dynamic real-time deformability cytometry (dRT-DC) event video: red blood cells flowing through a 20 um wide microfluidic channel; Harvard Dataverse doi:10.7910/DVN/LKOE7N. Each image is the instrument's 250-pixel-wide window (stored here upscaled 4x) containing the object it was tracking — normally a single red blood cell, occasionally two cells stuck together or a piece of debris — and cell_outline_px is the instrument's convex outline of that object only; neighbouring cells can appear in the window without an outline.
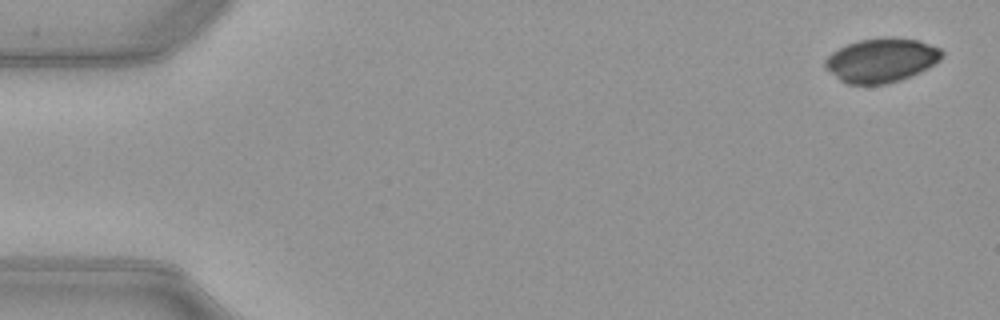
{"species": "common noctule bat (a hibernating species)", "species_latin": "Nyctalus noctula", "temperature_condition": "warm", "stored_images_in_passage": 52, "camera_frame_rate_fps": 3000, "um_per_image_px": 0.085, "animal": {"sex": "female", "body_mass_g": 21.9}, "frame": {"image": 1, "passage_image": 2, "time_ms": 0.333, "image_size_px": [1000, 320], "cell_outline_px": [[944, 56], [940, 60], [928, 68], [920, 72], [900, 80], [884, 84], [848, 84], [840, 80], [824, 68], [824, 60], [832, 52], [848, 44], [860, 40], [884, 36], [888, 36], [920, 40], [940, 48], [944, 52]], "centroid_in_image_um": [74.94, 5.1], "position_along_channel_um": 10.1, "area_um2": 30.23}}
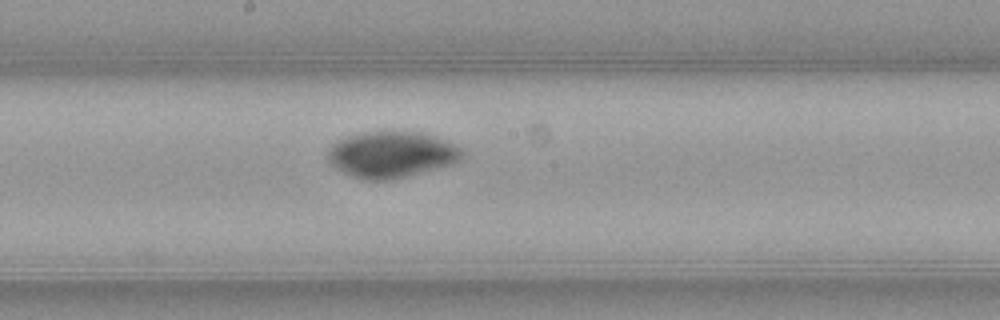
{"frame": {"image": 2, "passage_image": 28, "time_ms": 9.0, "image_size_px": [1000, 320], "cell_outline_px": [[464, 156], [460, 160], [452, 164], [408, 176], [388, 180], [368, 180], [352, 176], [344, 172], [332, 164], [328, 160], [328, 148], [336, 140], [360, 132], [424, 132], [436, 136], [460, 148], [464, 152]], "centroid_in_image_um": [33.28, 13.13], "position_along_channel_um": 214.9, "area_um2": 36.07}}
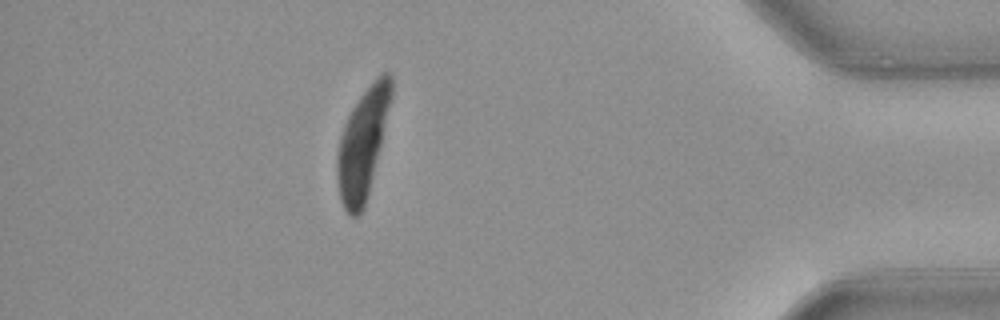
{"frame": {"image": 3, "passage_image": 46, "time_ms": 15.0, "image_size_px": [1000, 320], "cell_outline_px": [[392, 96], [364, 208], [356, 216], [352, 216], [344, 208], [340, 200], [336, 172], [336, 156], [340, 136], [344, 124], [352, 108], [360, 96], [376, 76], [384, 72], [392, 72]], "centroid_in_image_um": [30.8, 12.16], "position_along_channel_um": 404.4, "area_um2": 33.81}}